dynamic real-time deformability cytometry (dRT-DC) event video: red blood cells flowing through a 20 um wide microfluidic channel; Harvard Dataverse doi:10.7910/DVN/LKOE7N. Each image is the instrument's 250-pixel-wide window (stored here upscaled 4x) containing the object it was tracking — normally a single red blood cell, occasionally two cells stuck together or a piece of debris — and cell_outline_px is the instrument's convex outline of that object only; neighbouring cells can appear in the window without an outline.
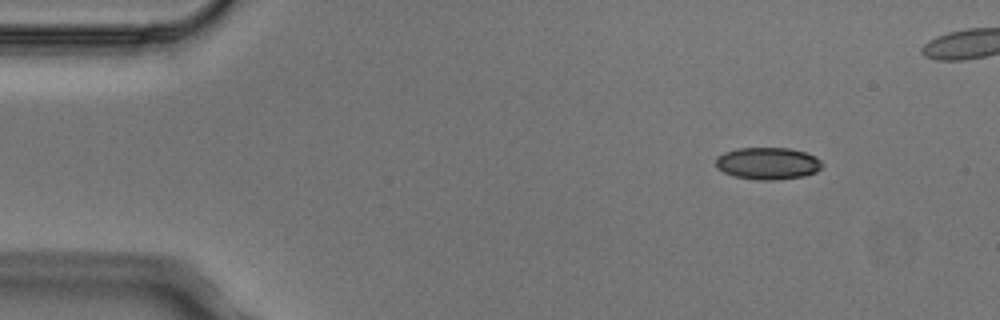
{"species": "Egyptian fruit bat (a non-hibernating species)", "species_latin": "Rousettus aegyptiacus", "temperature_condition": "cold", "stored_images_in_passage": 7, "segment_of_instrument_passage": [1, 2], "camera_frame_rate_fps": 3000, "um_per_image_px": 0.085, "animal": {"sex": "male"}, "frame": {"image": 1, "passage_image": 1, "time_ms": 0.0, "image_size_px": [1000, 320], "cell_outline_px": [[824, 164], [816, 172], [804, 176], [776, 180], [756, 180], [732, 176], [716, 168], [716, 156], [724, 152], [736, 148], [788, 148], [804, 152], [816, 156]], "centroid_in_image_um": [65.24, 13.89], "position_along_channel_um": 19.8, "area_um2": 20.11}}
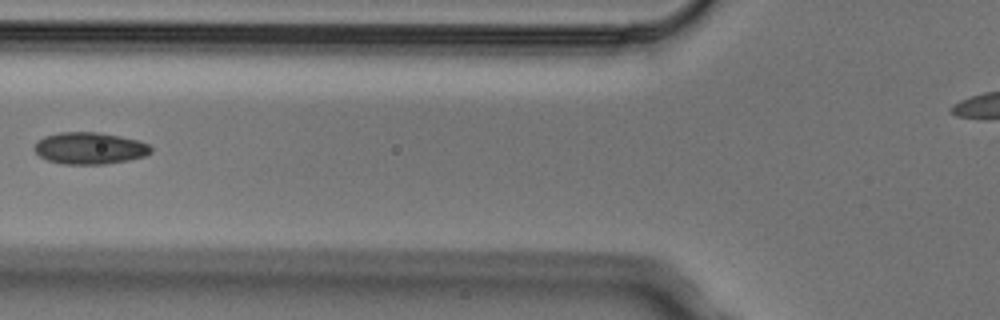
{"frame": {"image": 2, "passage_image": 5, "time_ms": 1.333, "image_size_px": [1000, 320], "cell_outline_px": [[152, 152], [144, 156], [128, 160], [104, 164], [64, 164], [48, 160], [40, 156], [32, 148], [36, 140], [44, 136], [60, 132], [96, 132], [120, 136], [140, 140], [148, 144], [152, 148]], "centroid_in_image_um": [7.61, 12.59], "position_along_channel_um": 118.2, "area_um2": 21.73}}
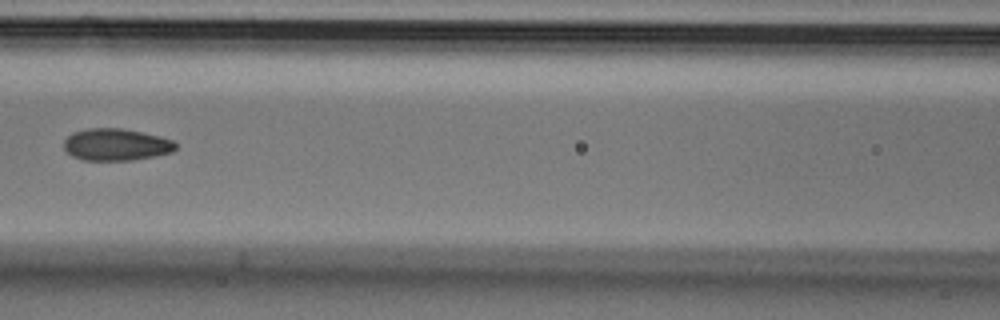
{"frame": {"image": 3, "passage_image": 6, "time_ms": 1.667, "image_size_px": [1000, 320], "cell_outline_px": [[176, 148], [172, 152], [156, 156], [132, 160], [84, 160], [72, 156], [64, 148], [64, 140], [72, 132], [88, 128], [120, 128], [160, 136], [172, 140], [176, 144]], "centroid_in_image_um": [9.86, 12.29], "position_along_channel_um": 156.7, "area_um2": 20.81}}